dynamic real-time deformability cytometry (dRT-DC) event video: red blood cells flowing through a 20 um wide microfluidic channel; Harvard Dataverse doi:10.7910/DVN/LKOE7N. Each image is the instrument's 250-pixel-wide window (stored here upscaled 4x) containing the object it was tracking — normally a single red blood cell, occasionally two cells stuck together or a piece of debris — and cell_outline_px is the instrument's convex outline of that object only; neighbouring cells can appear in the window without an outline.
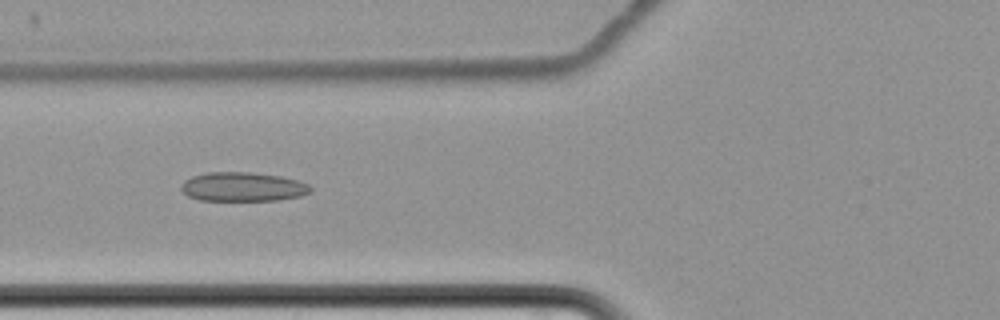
{"species": "common noctule bat (a hibernating species)", "species_latin": "Nyctalus noctula", "temperature_condition": "cold", "stored_images_in_passage": 8, "camera_frame_rate_fps": 3000, "um_per_image_px": 0.085, "animal": {"sex": "female", "body_mass_g": 22.7, "forearm_length_mm": 54.2}, "frame": {"image": 1, "passage_image": 7, "time_ms": 8.667, "image_size_px": [1000, 320], "cell_outline_px": [[312, 192], [300, 196], [280, 200], [200, 200], [188, 196], [180, 188], [184, 180], [192, 176], [208, 172], [252, 172], [280, 176], [300, 180], [308, 184], [312, 188]], "centroid_in_image_um": [20.67, 15.87], "position_along_channel_um": 105.1, "area_um2": 22.08}}
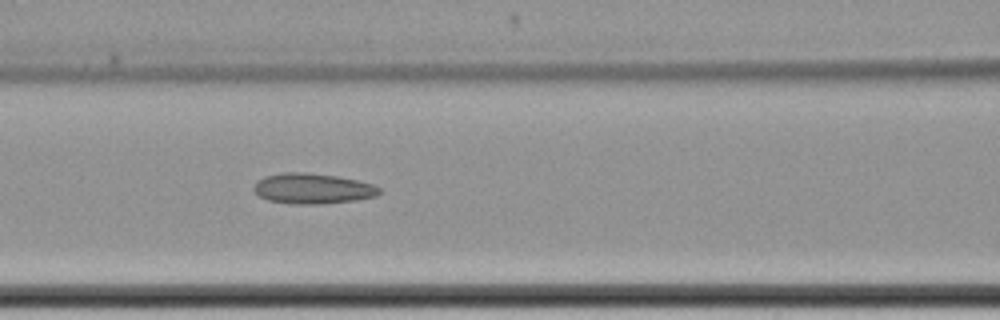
{"frame": {"image": 2, "passage_image": 8, "time_ms": 9.667, "image_size_px": [1000, 320], "cell_outline_px": [[380, 192], [376, 196], [352, 200], [320, 204], [296, 204], [268, 200], [260, 196], [252, 188], [256, 180], [264, 176], [280, 172], [304, 172], [336, 176], [360, 180], [372, 184], [380, 188]], "centroid_in_image_um": [26.54, 16.01], "position_along_channel_um": 140.1, "area_um2": 22.25}}